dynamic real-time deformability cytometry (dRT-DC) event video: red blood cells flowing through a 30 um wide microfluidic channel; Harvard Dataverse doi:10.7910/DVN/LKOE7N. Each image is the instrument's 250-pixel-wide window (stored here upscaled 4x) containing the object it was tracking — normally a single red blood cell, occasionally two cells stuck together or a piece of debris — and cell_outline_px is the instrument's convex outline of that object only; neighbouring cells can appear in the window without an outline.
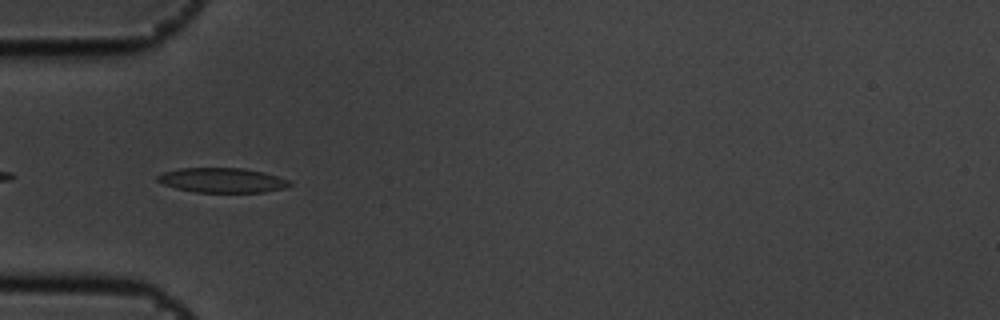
{"species": "common noctule bat (a hibernating species)", "species_latin": "Nyctalus noctula", "temperature_condition": "cold", "stored_images_in_passage": 15, "camera_frame_rate_fps": 3000, "um_per_image_px": 0.085, "animal": {"sex": "male", "body_mass_g": 19.5, "forearm_length_mm": 54.6}, "frame": {"image": 1, "passage_image": 5, "time_ms": 1.333, "image_size_px": [1000, 320], "cell_outline_px": [[292, 184], [284, 188], [264, 192], [196, 192], [176, 188], [164, 184], [156, 180], [156, 176], [164, 172], [180, 168], [244, 168], [264, 172], [288, 180]], "centroid_in_image_um": [18.88, 15.32], "position_along_channel_um": 66.1, "area_um2": 18.9}}
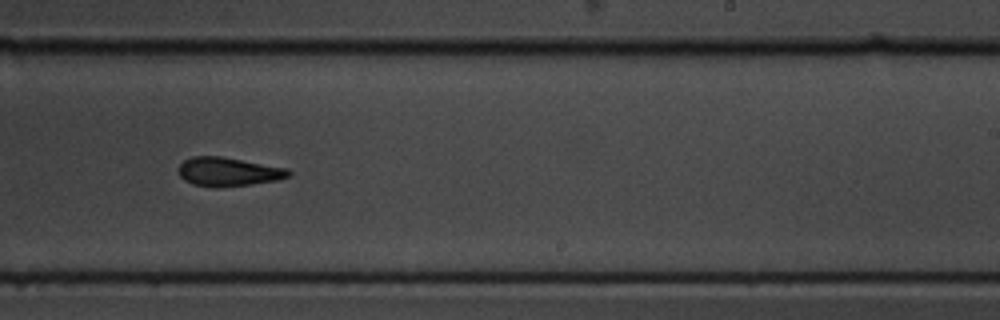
{"frame": {"image": 2, "passage_image": 10, "time_ms": 3.0, "image_size_px": [1000, 320], "cell_outline_px": [[292, 176], [276, 180], [252, 184], [216, 188], [192, 184], [184, 180], [180, 176], [180, 164], [184, 160], [192, 156], [220, 156], [288, 168], [292, 172]], "centroid_in_image_um": [19.43, 14.6], "position_along_channel_um": 269.6, "area_um2": 18.55}}
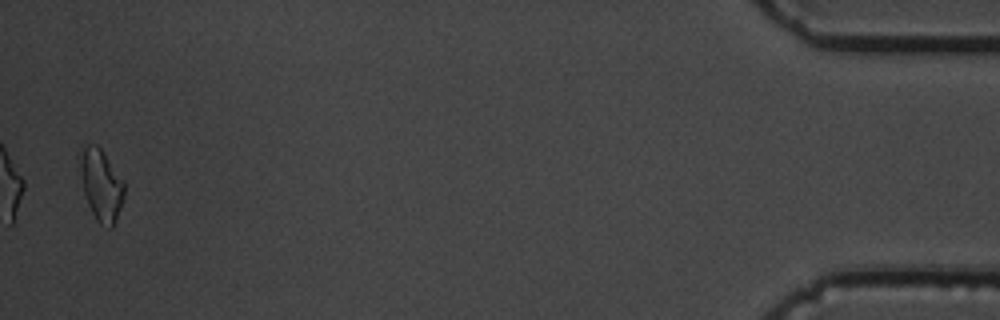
{"frame": {"image": 3, "passage_image": 15, "time_ms": 4.667, "image_size_px": [1000, 320], "cell_outline_px": [[124, 196], [120, 208], [112, 228], [108, 228], [100, 224], [96, 220], [88, 204], [84, 192], [76, 156], [76, 152], [80, 144], [96, 144], [100, 148], [124, 180]], "centroid_in_image_um": [8.53, 15.63], "position_along_channel_um": 426.7, "area_um2": 18.96}}